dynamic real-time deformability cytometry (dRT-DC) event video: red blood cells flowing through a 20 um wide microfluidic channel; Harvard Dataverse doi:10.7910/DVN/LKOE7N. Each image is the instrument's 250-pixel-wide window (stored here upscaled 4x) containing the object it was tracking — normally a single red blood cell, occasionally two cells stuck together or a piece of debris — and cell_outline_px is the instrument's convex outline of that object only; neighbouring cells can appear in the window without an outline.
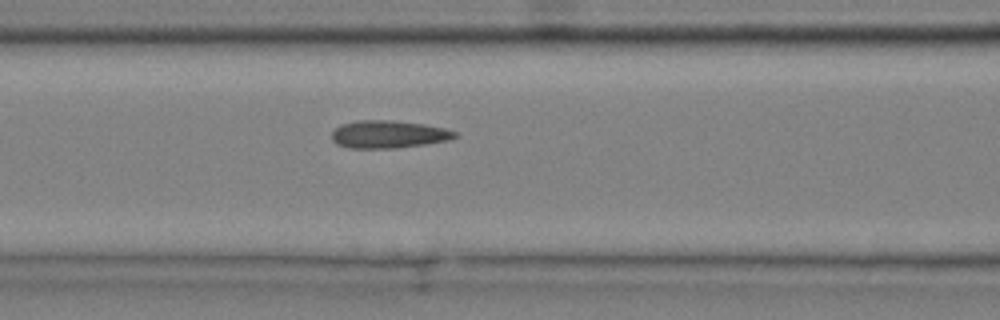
{"species": "common noctule bat (a hibernating species)", "species_latin": "Nyctalus noctula", "temperature_condition": "cold", "stored_images_in_passage": 6, "segment_of_instrument_passage": [2, 2], "camera_frame_rate_fps": 3000, "um_per_image_px": 0.085, "animal": {"sex": "male", "body_mass_g": 20.4}, "frame": {"image": 1, "passage_image": 6, "time_ms": 1.667, "image_size_px": [1000, 320], "cell_outline_px": [[460, 136], [452, 140], [396, 148], [348, 148], [336, 144], [332, 140], [332, 132], [340, 124], [356, 120], [392, 120], [424, 124], [444, 128], [456, 132]], "centroid_in_image_um": [33.03, 11.41], "position_along_channel_um": 133.6, "area_um2": 20.06}}